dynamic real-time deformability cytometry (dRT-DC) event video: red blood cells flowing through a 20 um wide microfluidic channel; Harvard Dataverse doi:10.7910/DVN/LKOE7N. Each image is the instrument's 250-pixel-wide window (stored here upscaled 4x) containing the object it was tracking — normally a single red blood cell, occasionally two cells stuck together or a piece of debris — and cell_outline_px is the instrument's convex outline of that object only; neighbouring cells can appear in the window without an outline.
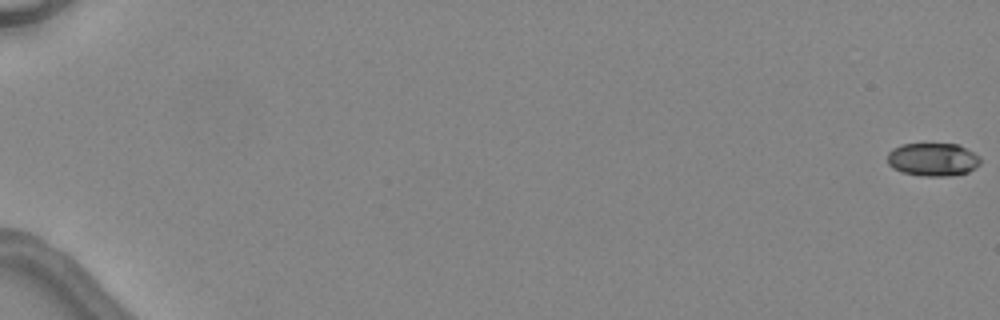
{"species": "common noctule bat (a hibernating species)", "species_latin": "Nyctalus noctula", "temperature_condition": "warm", "stored_images_in_passage": 4, "camera_frame_rate_fps": 3000, "um_per_image_px": 0.085, "animal": {"sex": "female", "body_mass_g": 24.6, "forearm_length_mm": 56.2}, "frame": {"image": 1, "passage_image": 1, "time_ms": 0.0, "image_size_px": [1000, 320], "cell_outline_px": [[980, 164], [976, 168], [968, 172], [952, 176], [924, 176], [900, 172], [892, 168], [888, 164], [888, 152], [892, 148], [900, 144], [956, 144], [980, 156]], "centroid_in_image_um": [79.27, 13.57], "position_along_channel_um": 5.7, "area_um2": 18.09}}